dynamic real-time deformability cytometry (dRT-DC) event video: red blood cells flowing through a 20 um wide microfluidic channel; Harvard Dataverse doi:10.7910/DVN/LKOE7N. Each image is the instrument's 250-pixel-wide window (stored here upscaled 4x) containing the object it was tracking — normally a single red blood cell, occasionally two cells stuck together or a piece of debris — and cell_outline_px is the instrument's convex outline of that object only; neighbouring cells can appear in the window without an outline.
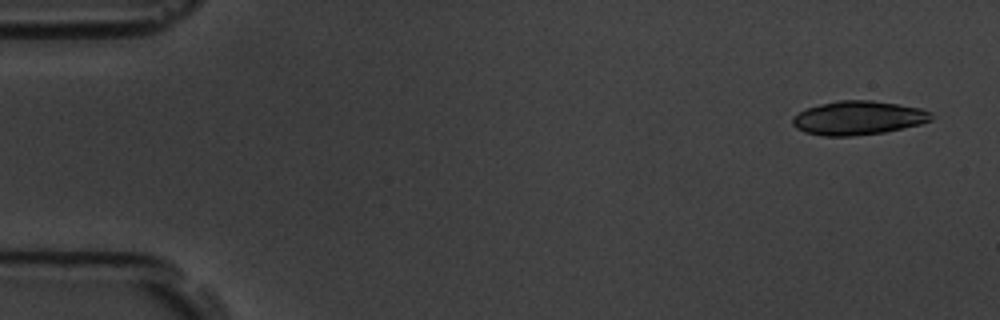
{"species": "common noctule bat (a hibernating species)", "species_latin": "Nyctalus noctula", "temperature_condition": "room temperature", "stored_images_in_passage": 5, "camera_frame_rate_fps": 3000, "um_per_image_px": 0.085, "animal": {"sex": "male", "body_mass_g": 19.5, "forearm_length_mm": 54.6}, "frame": {"image": 1, "passage_image": 1, "time_ms": 0.0, "image_size_px": [1000, 320], "cell_outline_px": [[932, 120], [920, 124], [884, 132], [848, 136], [824, 136], [804, 132], [796, 128], [792, 124], [792, 116], [808, 108], [820, 104], [836, 100], [872, 100], [920, 108], [932, 112]], "centroid_in_image_um": [72.93, 10.02], "position_along_channel_um": 12.1, "area_um2": 27.28}}